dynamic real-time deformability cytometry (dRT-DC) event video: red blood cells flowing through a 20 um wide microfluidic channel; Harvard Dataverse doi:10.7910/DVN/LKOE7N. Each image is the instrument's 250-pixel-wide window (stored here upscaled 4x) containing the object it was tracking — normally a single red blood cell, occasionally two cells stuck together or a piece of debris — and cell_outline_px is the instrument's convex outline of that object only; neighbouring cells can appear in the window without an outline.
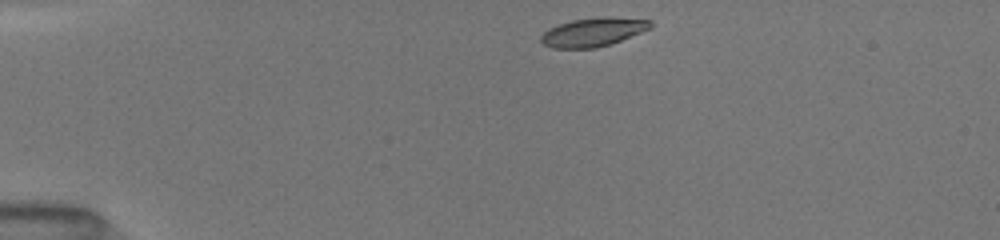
{"species": "common noctule bat (a hibernating species)", "species_latin": "Nyctalus noctula", "temperature_condition": "room temperature", "stored_images_in_passage": 41, "camera_frame_rate_fps": 3000, "um_per_image_px": 0.085, "animal": {"sex": "female", "body_mass_g": 19.5, "forearm_length_mm": 54.1}, "frame": {"image": 1, "passage_image": 1, "time_ms": 0.0, "image_size_px": [1000, 240], "cell_outline_px": [[652, 28], [620, 40], [596, 48], [552, 48], [544, 44], [540, 40], [540, 36], [548, 28], [572, 20], [596, 16], [612, 16], [652, 20]], "centroid_in_image_um": [50.43, 2.7], "position_along_channel_um": 34.6, "area_um2": 18.44}}
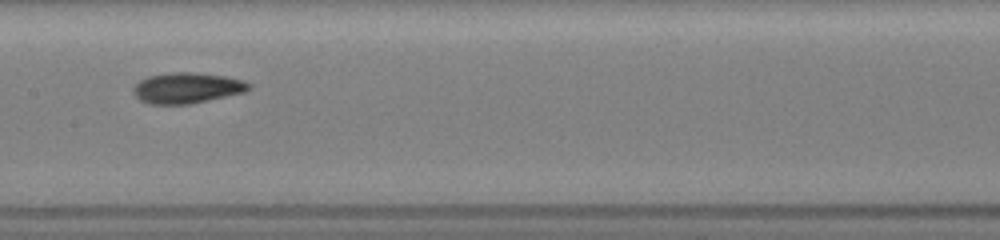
{"frame": {"image": 2, "passage_image": 17, "time_ms": 5.333, "image_size_px": [1000, 240], "cell_outline_px": [[252, 88], [244, 92], [208, 100], [188, 104], [148, 104], [140, 100], [132, 92], [132, 88], [140, 80], [148, 76], [172, 72], [188, 72], [224, 76], [244, 80], [252, 84]], "centroid_in_image_um": [15.89, 7.47], "position_along_channel_um": 191.5, "area_um2": 20.63}}
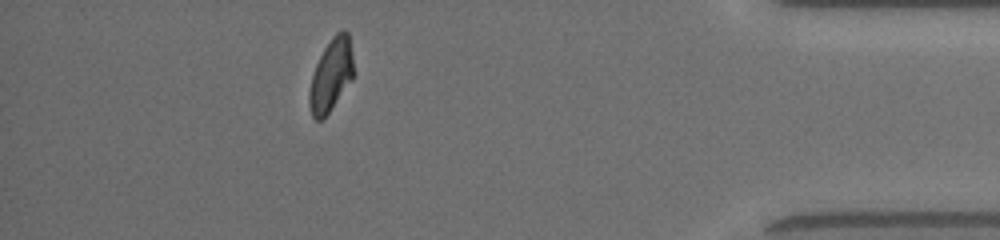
{"frame": {"image": 3, "passage_image": 36, "time_ms": 11.667, "image_size_px": [1000, 240], "cell_outline_px": [[352, 80], [328, 112], [320, 120], [316, 120], [312, 116], [308, 104], [308, 92], [312, 76], [316, 64], [324, 48], [332, 36], [336, 32], [344, 28], [348, 32], [352, 56]], "centroid_in_image_um": [28.11, 6.36], "position_along_channel_um": 407.1, "area_um2": 18.44}, "authors_computed_cell_mechanics": {"area_um2": 19.3052, "velocity_mm_per_s": 4.0514, "shape_relaxation_time_tau1_ms": 2.5044, "shape_relaxation_time_tau2_ms": 3.1194, "deformation_change_tau1": 0.1404, "deformation_change_tau2": 0.0702}}